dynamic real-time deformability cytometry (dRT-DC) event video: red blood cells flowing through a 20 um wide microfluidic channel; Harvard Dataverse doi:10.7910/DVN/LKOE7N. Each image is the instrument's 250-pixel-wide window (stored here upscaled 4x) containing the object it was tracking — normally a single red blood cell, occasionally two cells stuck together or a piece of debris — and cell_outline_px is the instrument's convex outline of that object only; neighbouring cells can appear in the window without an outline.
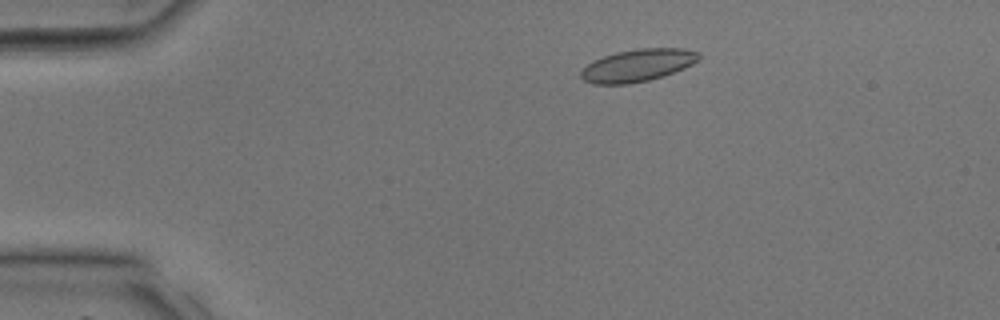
{"species": "common noctule bat (a hibernating species)", "species_latin": "Nyctalus noctula", "temperature_condition": "room temperature", "stored_images_in_passage": 37, "camera_frame_rate_fps": 3000, "um_per_image_px": 0.085, "animal": {"sex": "male", "body_mass_g": 17.9, "forearm_length_mm": 54.2}, "frame": {"image": 1, "passage_image": 6, "time_ms": 1.667, "image_size_px": [1000, 320], "cell_outline_px": [[700, 56], [692, 64], [684, 68], [664, 76], [648, 80], [628, 84], [592, 84], [584, 80], [580, 76], [580, 72], [592, 60], [616, 52], [640, 48], [684, 48], [700, 52]], "centroid_in_image_um": [54.19, 5.55], "position_along_channel_um": 30.8, "area_um2": 22.25}}
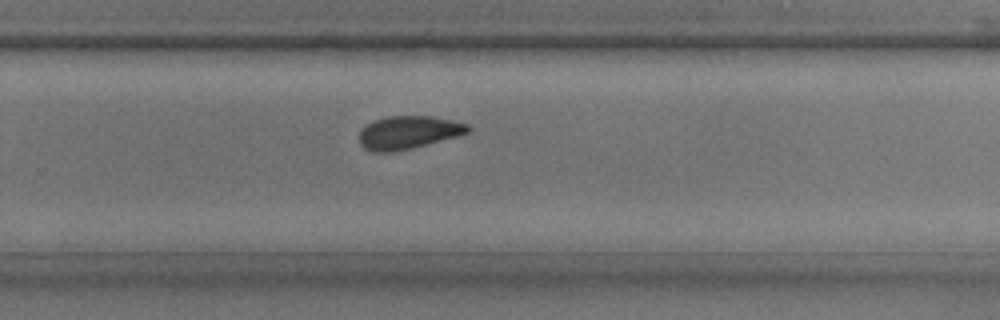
{"frame": {"image": 2, "passage_image": 24, "time_ms": 7.667, "image_size_px": [1000, 320], "cell_outline_px": [[472, 128], [468, 132], [460, 136], [412, 148], [392, 152], [372, 152], [364, 148], [360, 144], [360, 128], [372, 120], [388, 116], [432, 116], [452, 120], [468, 124]], "centroid_in_image_um": [34.71, 11.25], "position_along_channel_um": 295.1, "area_um2": 21.21}}
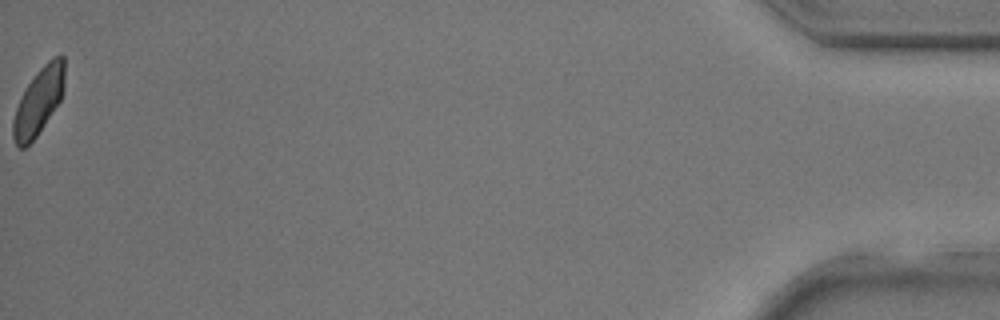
{"frame": {"image": 3, "passage_image": 37, "time_ms": 12.0, "image_size_px": [1000, 320], "cell_outline_px": [[64, 88], [60, 100], [36, 136], [24, 148], [20, 148], [16, 144], [12, 136], [12, 120], [20, 96], [36, 72], [52, 56], [64, 56]], "centroid_in_image_um": [3.26, 8.59], "position_along_channel_um": 431.9, "area_um2": 19.83}}